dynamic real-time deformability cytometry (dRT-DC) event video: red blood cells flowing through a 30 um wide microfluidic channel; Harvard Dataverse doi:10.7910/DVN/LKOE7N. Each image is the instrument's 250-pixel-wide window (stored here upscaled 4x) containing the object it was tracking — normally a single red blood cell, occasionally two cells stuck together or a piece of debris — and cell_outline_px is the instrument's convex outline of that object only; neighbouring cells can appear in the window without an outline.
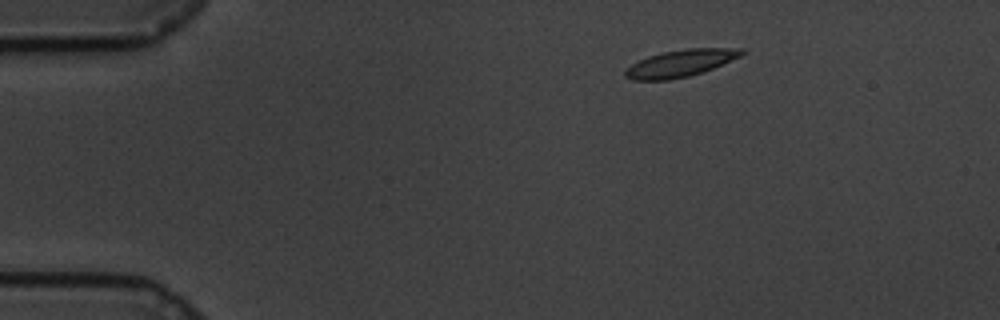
{"species": "common noctule bat (a hibernating species)", "species_latin": "Nyctalus noctula", "temperature_condition": "cold", "stored_images_in_passage": 51, "camera_frame_rate_fps": 3000, "um_per_image_px": 0.085, "animal": {"sex": "male", "body_mass_g": 19.5, "forearm_length_mm": 54.6}, "frame": {"image": 1, "passage_image": 1, "time_ms": 0.0, "image_size_px": [1000, 320], "cell_outline_px": [[748, 52], [740, 56], [704, 72], [688, 76], [668, 80], [632, 80], [624, 76], [624, 72], [632, 64], [648, 56], [664, 52], [688, 48], [744, 48]], "centroid_in_image_um": [57.87, 5.37], "position_along_channel_um": 27.1, "area_um2": 18.26}}
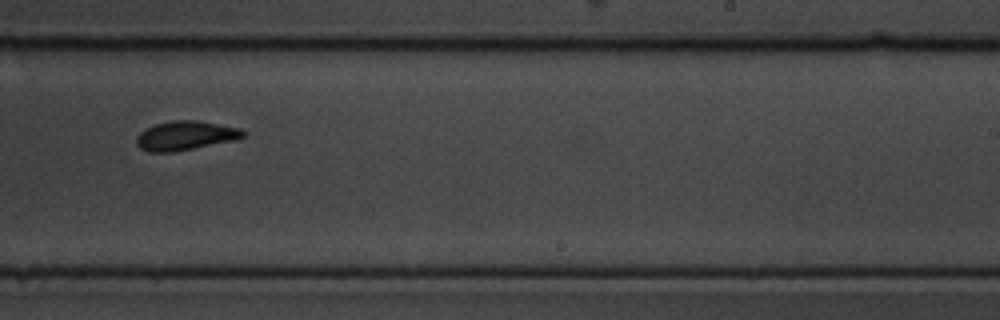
{"frame": {"image": 2, "passage_image": 29, "time_ms": 9.333, "image_size_px": [1000, 320], "cell_outline_px": [[244, 136], [236, 140], [176, 152], [148, 152], [140, 148], [136, 144], [136, 136], [140, 132], [156, 124], [172, 120], [196, 120], [240, 128], [244, 132]], "centroid_in_image_um": [15.75, 11.54], "position_along_channel_um": 273.3, "area_um2": 18.15}}
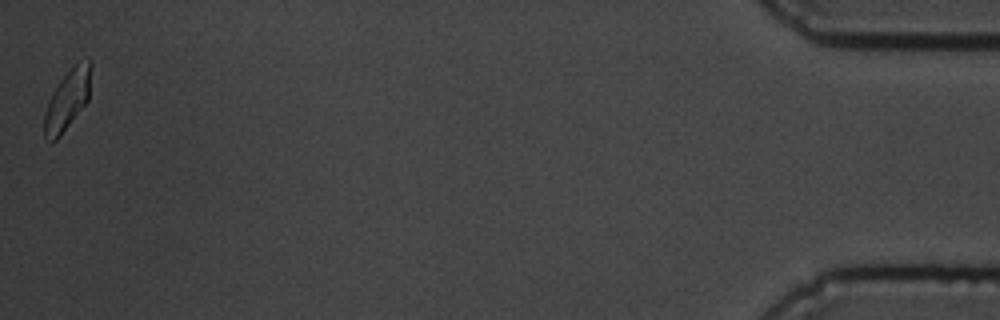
{"frame": {"image": 3, "passage_image": 51, "time_ms": 16.667, "image_size_px": [1000, 320], "cell_outline_px": [[92, 64], [88, 100], [60, 136], [52, 144], [48, 144], [44, 140], [44, 112], [52, 92], [60, 80], [76, 64], [88, 60], [92, 60]], "centroid_in_image_um": [5.69, 8.55], "position_along_channel_um": 429.5, "area_um2": 16.3}, "authors_computed_cell_mechanics": {"area_um2": 17.6868, "velocity_mm_per_s": 3.3549, "shape_relaxation_time_tau1_ms": 2.4373, "shape_relaxation_time_tau2_ms": 1.4746, "deformation_change_tau1": 0.1488, "deformation_change_tau2": 0.0837}}